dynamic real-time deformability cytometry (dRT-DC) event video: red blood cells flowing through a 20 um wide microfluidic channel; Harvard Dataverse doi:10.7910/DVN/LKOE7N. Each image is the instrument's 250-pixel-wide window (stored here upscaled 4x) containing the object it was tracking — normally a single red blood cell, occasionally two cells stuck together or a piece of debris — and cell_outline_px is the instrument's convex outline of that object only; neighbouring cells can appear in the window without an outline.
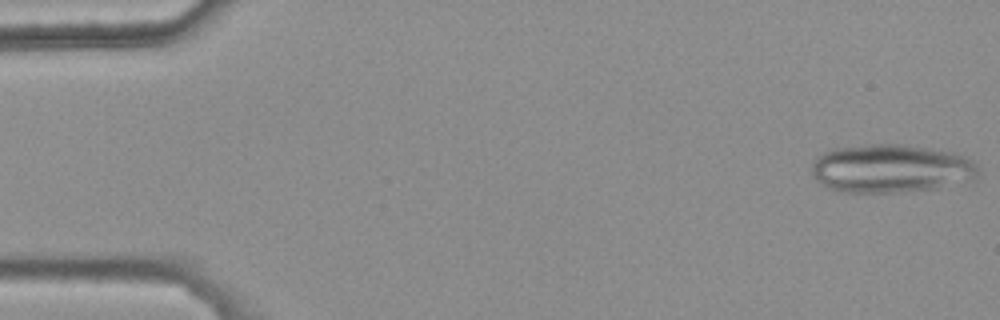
{"species": "common noctule bat (a hibernating species)", "species_latin": "Nyctalus noctula", "temperature_condition": "warm", "stored_images_in_passage": 22, "camera_frame_rate_fps": 3000, "um_per_image_px": 0.085, "animal": {"sex": "female", "body_mass_g": 25.1}, "frame": {"image": 1, "passage_image": 1, "time_ms": 0.0, "image_size_px": [1000, 320], "cell_outline_px": [[980, 172], [972, 180], [936, 188], [896, 192], [844, 192], [828, 188], [812, 172], [812, 160], [816, 156], [832, 148], [868, 144], [900, 144], [952, 152], [964, 156], [972, 160], [980, 168]], "centroid_in_image_um": [75.74, 14.31], "position_along_channel_um": 9.3, "area_um2": 46.88}}